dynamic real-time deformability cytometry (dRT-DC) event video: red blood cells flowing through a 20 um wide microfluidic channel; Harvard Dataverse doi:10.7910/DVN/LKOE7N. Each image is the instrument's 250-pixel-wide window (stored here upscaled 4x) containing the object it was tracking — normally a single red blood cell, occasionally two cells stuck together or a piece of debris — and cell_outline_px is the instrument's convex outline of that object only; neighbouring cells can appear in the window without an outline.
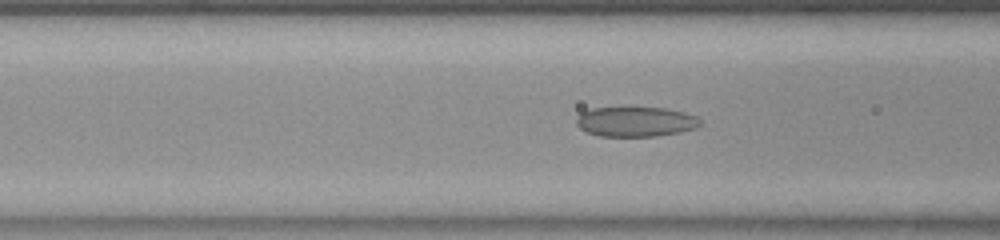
{"species": "common noctule bat (a hibernating species)", "species_latin": "Nyctalus noctula", "temperature_condition": "room temperature", "stored_images_in_passage": 33, "camera_frame_rate_fps": 3000, "um_per_image_px": 0.085, "animal": {"sex": "female", "body_mass_g": 23.0, "forearm_length_mm": 53.4}, "frame": {"image": 1, "passage_image": 4, "time_ms": 1.0, "image_size_px": [1000, 240], "cell_outline_px": [[700, 124], [696, 128], [656, 136], [600, 136], [584, 132], [576, 124], [576, 120], [580, 112], [592, 108], [664, 108], [684, 112], [696, 116], [700, 120]], "centroid_in_image_um": [53.98, 10.34], "position_along_channel_um": 112.6, "area_um2": 21.44}}
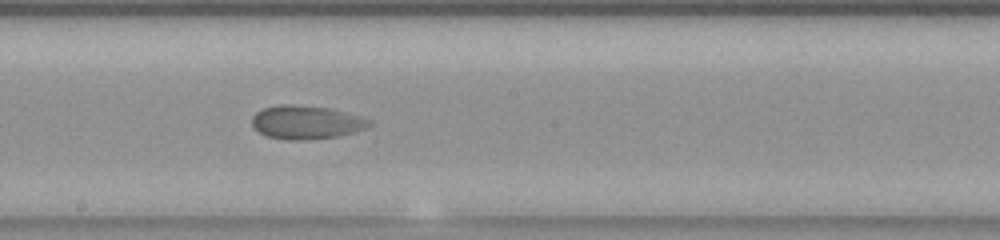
{"frame": {"image": 2, "passage_image": 13, "time_ms": 4.0, "image_size_px": [1000, 240], "cell_outline_px": [[372, 124], [364, 128], [340, 136], [296, 140], [288, 140], [268, 136], [260, 132], [252, 124], [252, 116], [256, 112], [264, 108], [280, 104], [292, 104], [328, 108], [364, 116], [372, 120]], "centroid_in_image_um": [26.05, 10.38], "position_along_channel_um": 222.1, "area_um2": 22.77}}
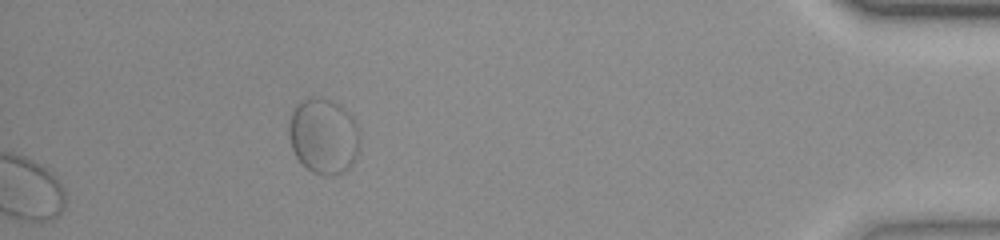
{"frame": {"image": 3, "passage_image": 33, "time_ms": 10.667, "image_size_px": [1000, 240], "cell_outline_px": [[360, 140], [356, 156], [348, 168], [332, 176], [324, 176], [312, 172], [296, 156], [292, 148], [288, 132], [288, 120], [296, 104], [300, 100], [312, 96], [316, 96], [332, 100], [340, 104], [352, 116], [360, 132]], "centroid_in_image_um": [27.49, 11.52], "position_along_channel_um": 407.7, "area_um2": 31.56}}